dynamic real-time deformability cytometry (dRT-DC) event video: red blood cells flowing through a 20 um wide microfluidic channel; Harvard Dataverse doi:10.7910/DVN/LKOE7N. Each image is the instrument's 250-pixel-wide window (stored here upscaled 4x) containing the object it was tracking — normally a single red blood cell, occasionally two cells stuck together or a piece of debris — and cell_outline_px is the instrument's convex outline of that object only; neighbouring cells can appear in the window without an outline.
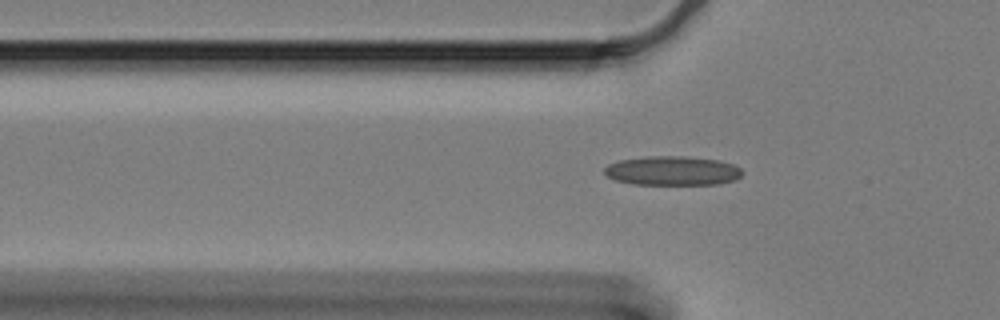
{"species": "Egyptian fruit bat (a non-hibernating species)", "species_latin": "Rousettus aegyptiacus", "temperature_condition": "cold", "stored_images_in_passage": 43, "camera_frame_rate_fps": 3000, "um_per_image_px": 0.085, "animal": {"sex": "female"}, "frame": {"image": 1, "passage_image": 9, "time_ms": 2.667, "image_size_px": [1000, 320], "cell_outline_px": [[744, 172], [736, 180], [720, 184], [632, 184], [616, 180], [608, 176], [604, 172], [604, 168], [608, 164], [620, 160], [648, 156], [684, 156], [716, 160], [732, 164], [740, 168]], "centroid_in_image_um": [57.17, 14.52], "position_along_channel_um": 68.6, "area_um2": 23.41}}
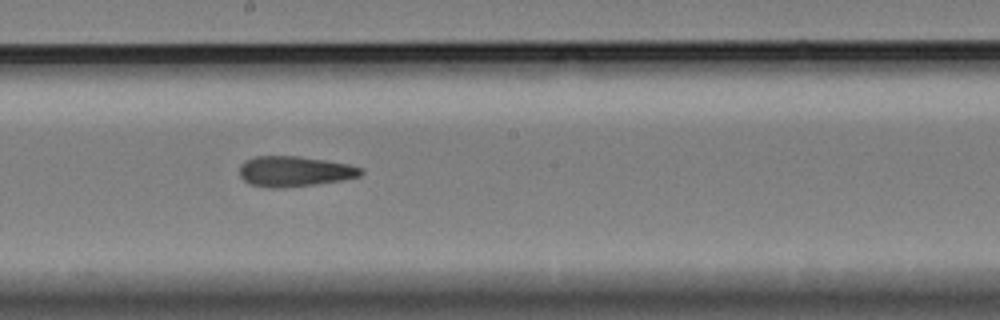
{"frame": {"image": 2, "passage_image": 23, "time_ms": 7.333, "image_size_px": [1000, 320], "cell_outline_px": [[364, 172], [360, 176], [344, 180], [316, 184], [276, 188], [272, 188], [252, 184], [244, 180], [240, 176], [240, 164], [244, 160], [256, 156], [300, 156], [348, 164], [360, 168]], "centroid_in_image_um": [25.03, 14.56], "position_along_channel_um": 223.2, "area_um2": 21.39}}
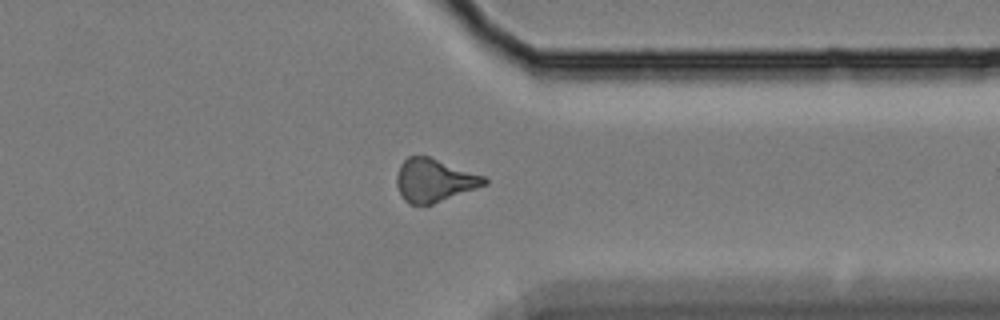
{"frame": {"image": 3, "passage_image": 37, "time_ms": 12.0, "image_size_px": [1000, 320], "cell_outline_px": [[488, 184], [424, 208], [408, 204], [404, 200], [396, 184], [396, 176], [400, 164], [408, 156], [428, 156], [484, 176], [488, 180]], "centroid_in_image_um": [36.89, 15.38], "position_along_channel_um": 374.5, "area_um2": 22.37}}